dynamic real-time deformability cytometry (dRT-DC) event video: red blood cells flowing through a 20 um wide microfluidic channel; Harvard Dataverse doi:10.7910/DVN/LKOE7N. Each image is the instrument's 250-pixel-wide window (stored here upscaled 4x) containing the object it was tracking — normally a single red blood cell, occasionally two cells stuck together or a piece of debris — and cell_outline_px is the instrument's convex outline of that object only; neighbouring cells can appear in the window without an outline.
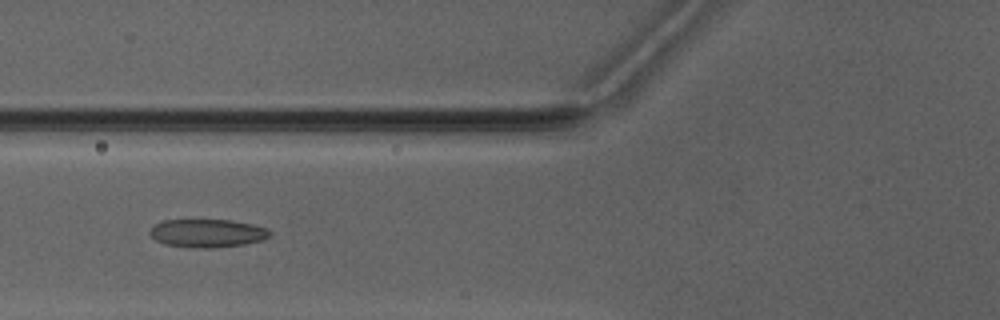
{"species": "Egyptian fruit bat (a non-hibernating species)", "species_latin": "Rousettus aegyptiacus", "temperature_condition": "warm", "stored_images_in_passage": 6, "camera_frame_rate_fps": 3000, "um_per_image_px": 0.085, "animal": {"sex": "male"}, "frame": {"image": 1, "passage_image": 5, "time_ms": 5.0, "image_size_px": [1000, 320], "cell_outline_px": [[272, 236], [264, 240], [244, 244], [212, 248], [196, 248], [164, 244], [156, 240], [148, 232], [156, 224], [164, 220], [232, 220], [252, 224], [268, 228], [272, 232]], "centroid_in_image_um": [17.68, 19.82], "position_along_channel_um": 108.1, "area_um2": 19.83}}
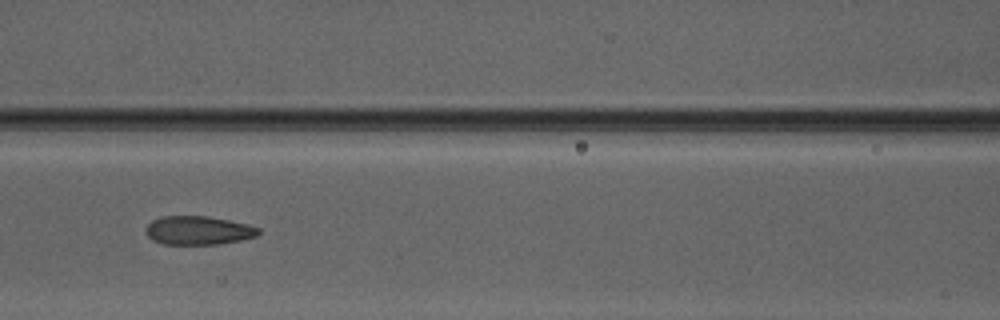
{"frame": {"image": 2, "passage_image": 6, "time_ms": 6.0, "image_size_px": [1000, 320], "cell_outline_px": [[260, 232], [256, 236], [240, 240], [216, 244], [164, 244], [152, 240], [144, 232], [144, 228], [152, 220], [160, 216], [208, 216], [248, 224], [260, 228]], "centroid_in_image_um": [16.82, 19.58], "position_along_channel_um": 149.8, "area_um2": 18.9}}